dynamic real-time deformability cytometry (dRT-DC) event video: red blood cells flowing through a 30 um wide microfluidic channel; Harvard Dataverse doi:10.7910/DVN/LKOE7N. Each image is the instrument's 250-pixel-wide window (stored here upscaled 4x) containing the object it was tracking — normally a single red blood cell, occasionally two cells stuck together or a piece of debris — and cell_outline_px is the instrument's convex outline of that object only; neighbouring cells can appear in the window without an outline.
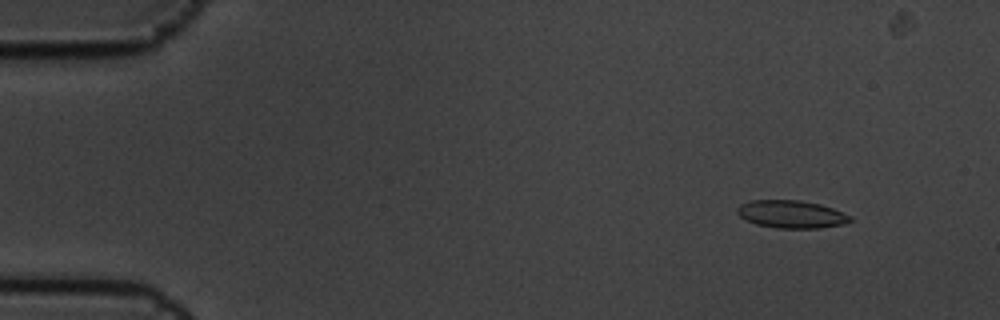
{"species": "common noctule bat (a hibernating species)", "species_latin": "Nyctalus noctula", "temperature_condition": "cold", "stored_images_in_passage": 8, "camera_frame_rate_fps": 3000, "um_per_image_px": 0.085, "animal": {"sex": "male", "body_mass_g": 19.5, "forearm_length_mm": 54.6}, "frame": {"image": 1, "passage_image": 2, "time_ms": 0.333, "image_size_px": [1000, 320], "cell_outline_px": [[852, 220], [844, 224], [820, 228], [776, 228], [756, 224], [740, 216], [736, 212], [736, 208], [740, 204], [752, 200], [800, 200], [820, 204], [832, 208], [852, 216]], "centroid_in_image_um": [67.27, 18.21], "position_along_channel_um": 17.7, "area_um2": 18.26}}
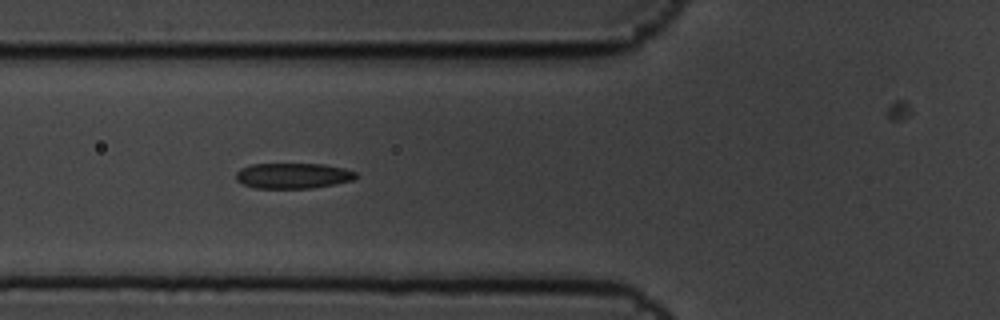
{"frame": {"image": 2, "passage_image": 6, "time_ms": 1.667, "image_size_px": [1000, 320], "cell_outline_px": [[356, 176], [352, 180], [336, 184], [312, 188], [256, 188], [244, 184], [236, 180], [236, 172], [240, 168], [252, 164], [324, 164], [344, 168], [356, 172]], "centroid_in_image_um": [24.9, 14.93], "position_along_channel_um": 100.9, "area_um2": 17.8}}
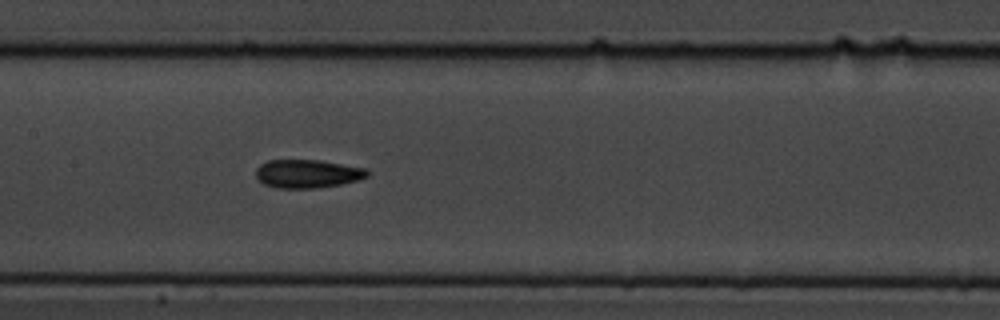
{"frame": {"image": 3, "passage_image": 8, "time_ms": 2.333, "image_size_px": [1000, 320], "cell_outline_px": [[368, 176], [356, 180], [340, 184], [316, 188], [276, 188], [264, 184], [256, 176], [256, 168], [260, 164], [268, 160], [320, 160], [364, 168], [368, 172]], "centroid_in_image_um": [26.09, 14.76], "position_along_channel_um": 181.3, "area_um2": 18.26}}